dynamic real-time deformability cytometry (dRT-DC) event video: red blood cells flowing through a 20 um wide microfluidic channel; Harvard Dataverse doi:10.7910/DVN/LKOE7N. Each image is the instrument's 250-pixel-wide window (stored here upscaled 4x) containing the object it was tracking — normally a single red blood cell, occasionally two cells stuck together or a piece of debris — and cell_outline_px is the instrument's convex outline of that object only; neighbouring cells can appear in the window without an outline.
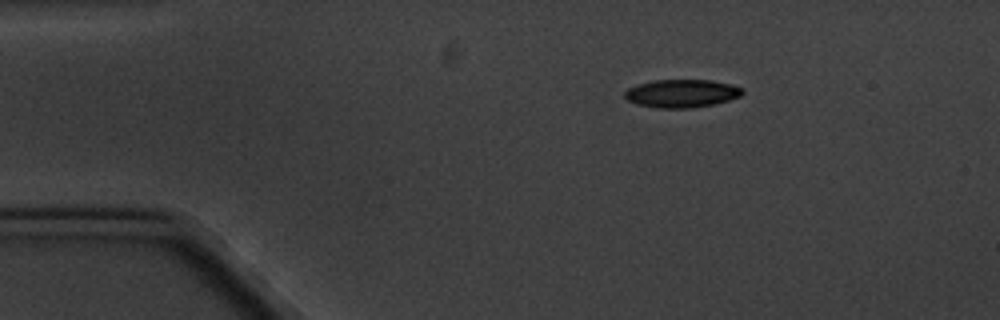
{"species": "common noctule bat (a hibernating species)", "species_latin": "Nyctalus noctula", "temperature_condition": "cold", "stored_images_in_passage": 4, "segment_of_instrument_passage": [1, 2], "camera_frame_rate_fps": 3000, "um_per_image_px": 0.085, "animal": {"sex": "male", "body_mass_g": 20.1, "forearm_length_mm": 53.5}, "frame": {"image": 1, "passage_image": 1, "time_ms": 0.0, "image_size_px": [1000, 320], "cell_outline_px": [[744, 92], [740, 96], [728, 100], [712, 104], [692, 108], [656, 108], [636, 104], [628, 100], [624, 96], [624, 92], [628, 88], [636, 84], [656, 80], [712, 80], [732, 84], [740, 88]], "centroid_in_image_um": [57.91, 7.94], "position_along_channel_um": 27.1, "area_um2": 19.25}}